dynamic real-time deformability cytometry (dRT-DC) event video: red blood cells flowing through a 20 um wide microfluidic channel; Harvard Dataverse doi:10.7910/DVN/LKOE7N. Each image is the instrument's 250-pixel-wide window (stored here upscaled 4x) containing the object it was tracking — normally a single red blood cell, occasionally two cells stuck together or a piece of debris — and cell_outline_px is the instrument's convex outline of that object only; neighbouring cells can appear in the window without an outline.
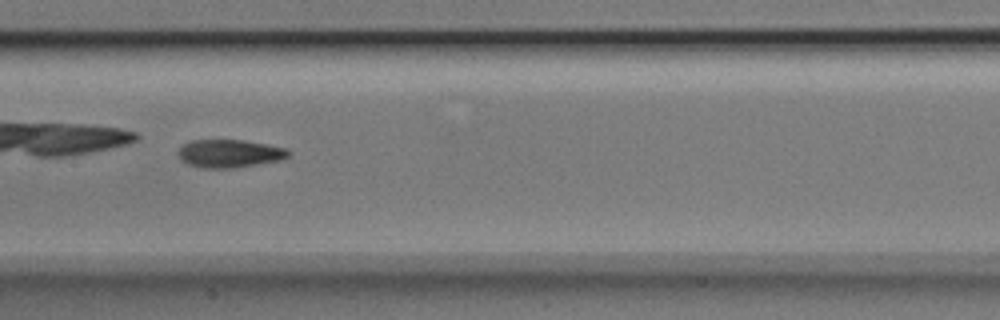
{"species": "Egyptian fruit bat (a non-hibernating species)", "species_latin": "Rousettus aegyptiacus", "temperature_condition": "room temperature", "stored_images_in_passage": 31, "camera_frame_rate_fps": 3000, "um_per_image_px": 0.085, "animal": {"sex": "male"}, "frame": {"image": 1, "passage_image": 10, "time_ms": 3.0, "image_size_px": [1000, 320], "cell_outline_px": [[292, 152], [284, 160], [236, 168], [200, 168], [188, 164], [180, 160], [176, 152], [184, 144], [192, 140], [244, 140], [288, 148]], "centroid_in_image_um": [19.54, 13.06], "position_along_channel_um": 187.9, "area_um2": 18.38}}